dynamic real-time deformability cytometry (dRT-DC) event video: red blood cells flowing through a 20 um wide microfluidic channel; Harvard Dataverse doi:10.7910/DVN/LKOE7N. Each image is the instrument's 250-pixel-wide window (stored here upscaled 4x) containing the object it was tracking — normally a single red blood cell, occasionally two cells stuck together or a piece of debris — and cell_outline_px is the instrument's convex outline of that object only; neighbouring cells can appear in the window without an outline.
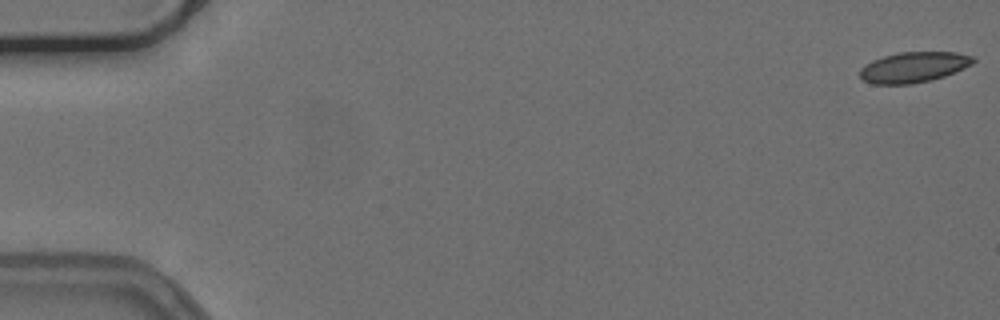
{"species": "common noctule bat (a hibernating species)", "species_latin": "Nyctalus noctula", "temperature_condition": "cold", "stored_images_in_passage": 55, "camera_frame_rate_fps": 3000, "um_per_image_px": 0.085, "animal": {"sex": "female", "body_mass_g": 24.6, "forearm_length_mm": 56.2}, "frame": {"image": 1, "passage_image": 1, "time_ms": 0.0, "image_size_px": [1000, 320], "cell_outline_px": [[976, 60], [972, 64], [964, 68], [944, 76], [932, 80], [912, 84], [872, 84], [864, 80], [860, 76], [860, 68], [872, 60], [884, 56], [900, 52], [956, 52], [976, 56]], "centroid_in_image_um": [77.69, 5.71], "position_along_channel_um": 7.3, "area_um2": 20.23}}
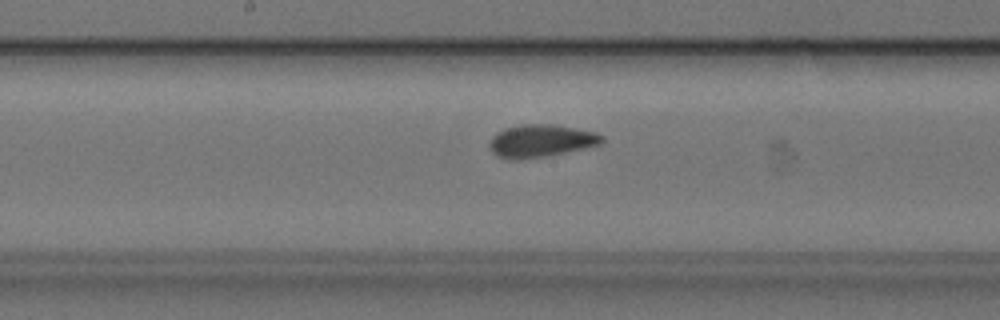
{"frame": {"image": 2, "passage_image": 29, "time_ms": 9.333, "image_size_px": [1000, 320], "cell_outline_px": [[604, 140], [600, 144], [584, 148], [548, 156], [516, 160], [508, 160], [496, 156], [492, 152], [488, 144], [492, 136], [496, 132], [504, 128], [520, 124], [552, 124], [596, 132], [604, 136]], "centroid_in_image_um": [45.93, 11.98], "position_along_channel_um": 202.3, "area_um2": 21.62}}
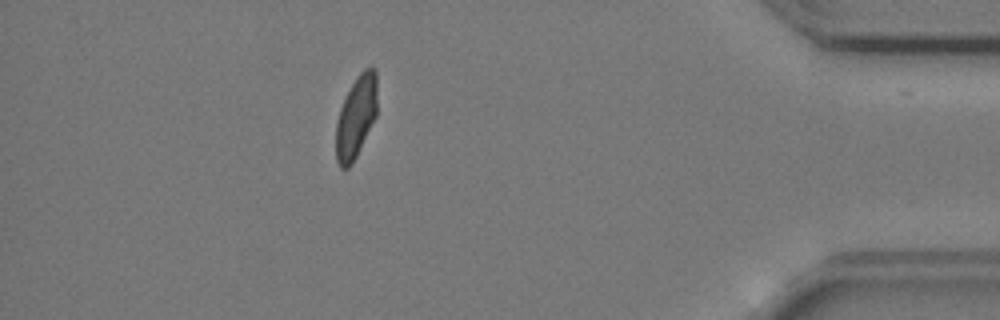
{"frame": {"image": 3, "passage_image": 49, "time_ms": 16.0, "image_size_px": [1000, 320], "cell_outline_px": [[376, 116], [352, 164], [348, 168], [340, 168], [336, 160], [336, 124], [340, 108], [356, 76], [364, 68], [376, 68]], "centroid_in_image_um": [30.25, 9.95], "position_along_channel_um": 404.9, "area_um2": 19.48}, "authors_computed_cell_mechanics": {"area_um2": 20.5768, "velocity_mm_per_s": 3.7472, "shape_relaxation_time_tau1_ms": 4.645, "shape_relaxation_time_tau2_ms": 1.9112, "deformation_change_tau1": 0.1056, "deformation_change_tau2": 0.0749}}